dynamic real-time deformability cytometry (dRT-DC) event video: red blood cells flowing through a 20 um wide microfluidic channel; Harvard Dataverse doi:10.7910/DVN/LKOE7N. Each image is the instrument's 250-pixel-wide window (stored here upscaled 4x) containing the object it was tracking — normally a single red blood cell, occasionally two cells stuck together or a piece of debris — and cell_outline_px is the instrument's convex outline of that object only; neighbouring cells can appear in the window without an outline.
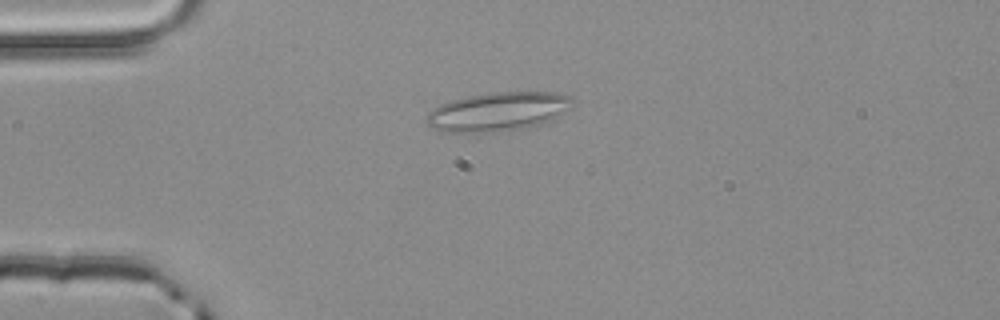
{"species": "common noctule bat (a hibernating species)", "species_latin": "Nyctalus noctula", "temperature_condition": "room temperature", "stored_images_in_passage": 2, "camera_frame_rate_fps": 3000, "um_per_image_px": 0.085, "animal": {"sex": "male", "body_mass_g": 20.4}, "frame": {"image": 1, "passage_image": 2, "time_ms": 0.333, "image_size_px": [1000, 320], "cell_outline_px": [[572, 100], [568, 108], [564, 112], [548, 120], [536, 124], [520, 128], [500, 132], [440, 132], [432, 128], [424, 120], [428, 112], [440, 104], [448, 100], [468, 96], [492, 92], [552, 92], [572, 96]], "centroid_in_image_um": [42.23, 9.48], "position_along_channel_um": 42.8, "area_um2": 32.89}}